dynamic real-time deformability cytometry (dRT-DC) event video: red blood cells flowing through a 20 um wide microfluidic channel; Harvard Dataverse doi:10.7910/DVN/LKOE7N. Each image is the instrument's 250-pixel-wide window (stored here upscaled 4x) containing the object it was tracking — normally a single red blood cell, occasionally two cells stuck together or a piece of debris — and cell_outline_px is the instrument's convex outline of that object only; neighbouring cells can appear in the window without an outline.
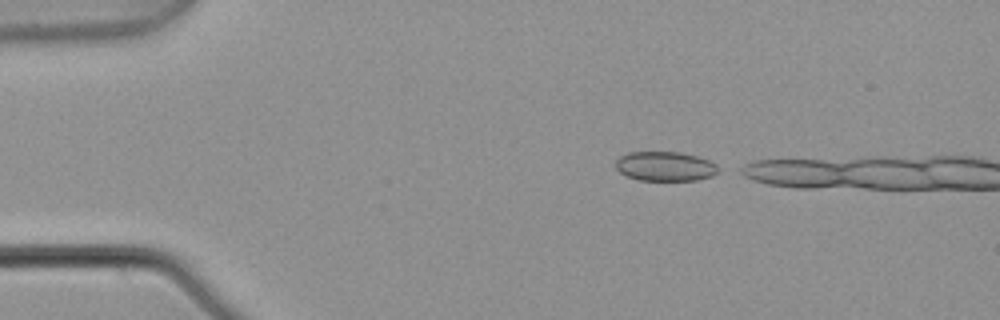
{"species": "common noctule bat (a hibernating species)", "species_latin": "Nyctalus noctula", "temperature_condition": "warm", "stored_images_in_passage": 6, "camera_frame_rate_fps": 3000, "um_per_image_px": 0.085, "animal": {"sex": "male", "body_mass_g": 21.5, "forearm_length_mm": 52.0}, "frame": {"image": 1, "passage_image": 6, "time_ms": 1.667, "image_size_px": [1000, 320], "cell_outline_px": [[724, 168], [720, 172], [712, 176], [696, 180], [636, 180], [624, 176], [616, 168], [616, 160], [620, 156], [628, 152], [680, 152], [696, 156], [708, 160]], "centroid_in_image_um": [56.56, 14.14], "position_along_channel_um": 28.4, "area_um2": 17.92}}